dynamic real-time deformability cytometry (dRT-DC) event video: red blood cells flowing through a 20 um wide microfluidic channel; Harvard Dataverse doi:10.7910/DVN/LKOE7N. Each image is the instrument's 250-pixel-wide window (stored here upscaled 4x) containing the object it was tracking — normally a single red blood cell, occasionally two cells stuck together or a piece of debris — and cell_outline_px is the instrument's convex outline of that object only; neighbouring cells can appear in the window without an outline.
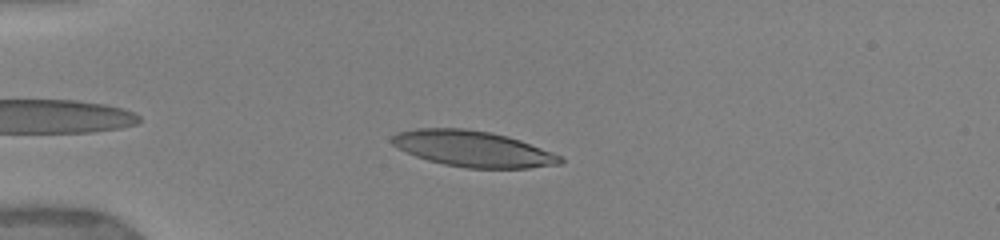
{"species": "human", "species_latin": "Homo sapiens", "temperature_condition": "warm", "stored_images_in_passage": 17, "camera_frame_rate_fps": 3000, "um_per_image_px": 0.085, "donor": {"sex": "female"}, "frame": {"image": 1, "passage_image": 9, "time_ms": 1.667, "image_size_px": [1000, 240], "cell_outline_px": [[564, 160], [560, 164], [528, 168], [464, 168], [444, 164], [428, 160], [416, 156], [392, 144], [388, 140], [396, 132], [416, 128], [464, 128], [492, 132], [508, 136], [520, 140], [552, 152], [560, 156]], "centroid_in_image_um": [40.18, 12.64], "position_along_channel_um": 44.8, "area_um2": 35.26}}